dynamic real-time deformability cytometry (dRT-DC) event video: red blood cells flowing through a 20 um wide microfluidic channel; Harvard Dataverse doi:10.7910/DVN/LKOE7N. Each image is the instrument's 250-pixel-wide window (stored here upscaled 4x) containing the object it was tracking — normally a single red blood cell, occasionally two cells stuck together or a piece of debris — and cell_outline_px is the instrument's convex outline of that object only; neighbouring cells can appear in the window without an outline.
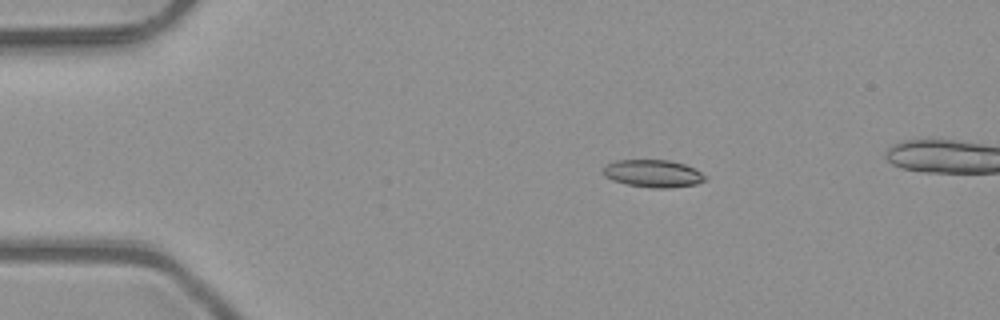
{"species": "common noctule bat (a hibernating species)", "species_latin": "Nyctalus noctula", "temperature_condition": "room temperature", "stored_images_in_passage": 6, "camera_frame_rate_fps": 3000, "um_per_image_px": 0.085, "animal": {"sex": "male", "body_mass_g": 23.1, "forearm_length_mm": 52.7}, "frame": {"image": 1, "passage_image": 1, "time_ms": 0.0, "image_size_px": [1000, 320], "cell_outline_px": [[708, 180], [696, 184], [668, 188], [652, 188], [628, 184], [612, 180], [604, 176], [604, 168], [608, 164], [616, 160], [672, 160], [684, 164], [708, 176]], "centroid_in_image_um": [55.55, 14.75], "position_along_channel_um": 29.4, "area_um2": 16.3}}
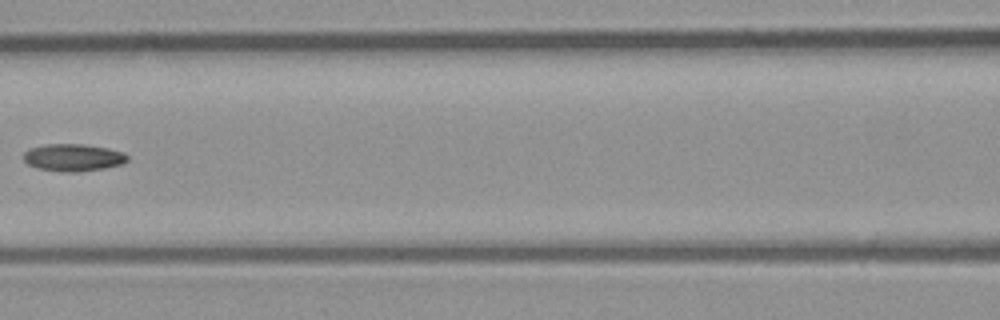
{"frame": {"image": 2, "passage_image": 5, "time_ms": 1.333, "image_size_px": [1000, 320], "cell_outline_px": [[128, 160], [124, 164], [104, 168], [76, 172], [60, 172], [36, 168], [28, 164], [24, 160], [24, 152], [28, 148], [48, 144], [84, 144], [108, 148], [124, 152], [128, 156]], "centroid_in_image_um": [6.23, 13.39], "position_along_channel_um": 160.4, "area_um2": 16.7}}
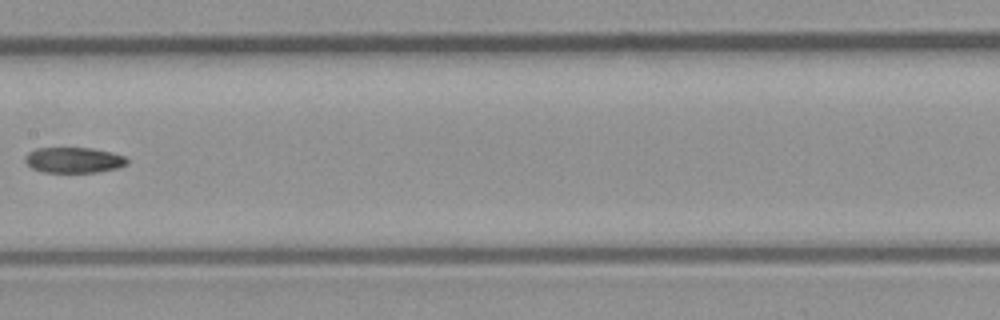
{"frame": {"image": 3, "passage_image": 6, "time_ms": 1.667, "image_size_px": [1000, 320], "cell_outline_px": [[128, 164], [116, 168], [96, 172], [44, 172], [32, 168], [24, 160], [24, 156], [28, 152], [36, 148], [92, 148], [112, 152], [124, 156], [128, 160]], "centroid_in_image_um": [6.26, 13.6], "position_along_channel_um": 201.1, "area_um2": 15.2}}